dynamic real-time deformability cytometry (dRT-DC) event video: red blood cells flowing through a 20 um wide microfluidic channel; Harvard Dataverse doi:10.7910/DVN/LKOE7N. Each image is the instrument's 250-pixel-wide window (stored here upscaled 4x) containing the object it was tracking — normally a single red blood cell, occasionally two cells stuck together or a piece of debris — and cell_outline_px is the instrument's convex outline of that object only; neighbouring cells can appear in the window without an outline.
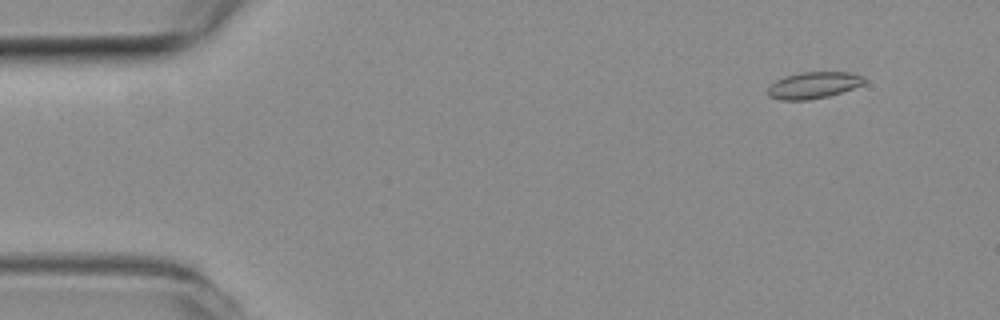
{"species": "common noctule bat (a hibernating species)", "species_latin": "Nyctalus noctula", "temperature_condition": "room temperature", "stored_images_in_passage": 54, "camera_frame_rate_fps": 3000, "um_per_image_px": 0.085, "animal": {"sex": "female", "body_mass_g": 19.3, "forearm_length_mm": 54.1}, "frame": {"image": 1, "passage_image": 5, "time_ms": 1.333, "image_size_px": [1000, 320], "cell_outline_px": [[868, 80], [864, 84], [828, 96], [808, 100], [780, 100], [768, 96], [768, 88], [776, 80], [784, 76], [800, 72], [848, 72], [864, 76]], "centroid_in_image_um": [69.16, 7.23], "position_along_channel_um": 15.8, "area_um2": 14.97}}
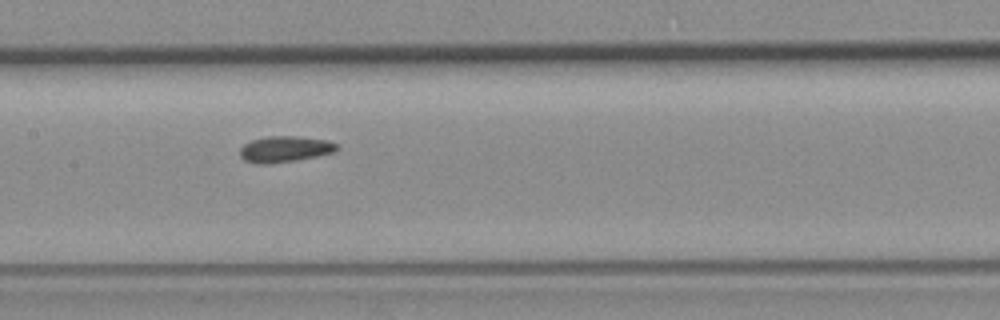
{"frame": {"image": 2, "passage_image": 26, "time_ms": 8.333, "image_size_px": [1000, 320], "cell_outline_px": [[340, 148], [336, 152], [296, 160], [268, 164], [256, 164], [244, 160], [240, 156], [240, 148], [244, 144], [252, 140], [268, 136], [296, 136], [328, 140], [340, 144]], "centroid_in_image_um": [24.25, 12.67], "position_along_channel_um": 183.1, "area_um2": 14.91}}
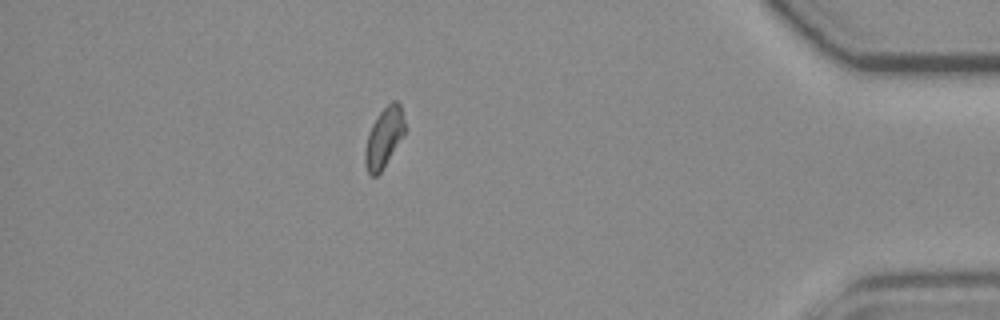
{"frame": {"image": 3, "passage_image": 47, "time_ms": 15.333, "image_size_px": [1000, 320], "cell_outline_px": [[404, 136], [380, 172], [376, 176], [372, 176], [368, 172], [364, 160], [364, 148], [372, 124], [376, 116], [392, 100], [396, 100], [400, 104], [404, 120]], "centroid_in_image_um": [32.63, 11.68], "position_along_channel_um": 402.6, "area_um2": 13.76}, "authors_computed_cell_mechanics": {"area_um2": 14.3055, "velocity_mm_per_s": 3.8172, "shape_relaxation_time_tau1_ms": null, "shape_relaxation_time_tau2_ms": 3.4746, "deformation_change_tau1": null, "deformation_change_tau2": 0.0663}}